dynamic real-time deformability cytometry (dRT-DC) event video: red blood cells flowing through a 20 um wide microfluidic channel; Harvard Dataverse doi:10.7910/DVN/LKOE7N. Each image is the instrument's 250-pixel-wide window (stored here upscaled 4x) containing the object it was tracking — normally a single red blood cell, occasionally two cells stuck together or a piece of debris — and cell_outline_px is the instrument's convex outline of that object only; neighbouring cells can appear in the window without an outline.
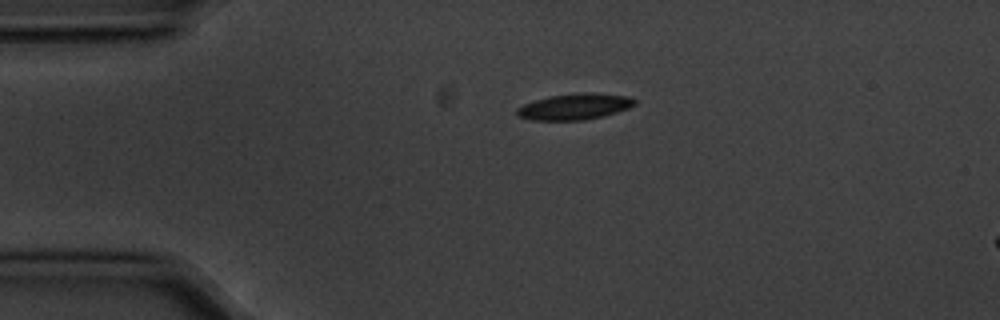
{"species": "common noctule bat (a hibernating species)", "species_latin": "Nyctalus noctula", "temperature_condition": "cold", "stored_images_in_passage": 2, "camera_frame_rate_fps": 3000, "um_per_image_px": 0.085, "animal": {"sex": "male", "body_mass_g": 20.1, "forearm_length_mm": 53.5}, "frame": {"image": 1, "passage_image": 1, "time_ms": 0.0, "image_size_px": [1000, 320], "cell_outline_px": [[636, 104], [628, 108], [616, 112], [584, 120], [532, 120], [516, 116], [516, 108], [524, 104], [536, 100], [552, 96], [580, 92], [592, 92], [628, 96], [636, 100]], "centroid_in_image_um": [48.84, 9.06], "position_along_channel_um": 36.2, "area_um2": 17.8}}